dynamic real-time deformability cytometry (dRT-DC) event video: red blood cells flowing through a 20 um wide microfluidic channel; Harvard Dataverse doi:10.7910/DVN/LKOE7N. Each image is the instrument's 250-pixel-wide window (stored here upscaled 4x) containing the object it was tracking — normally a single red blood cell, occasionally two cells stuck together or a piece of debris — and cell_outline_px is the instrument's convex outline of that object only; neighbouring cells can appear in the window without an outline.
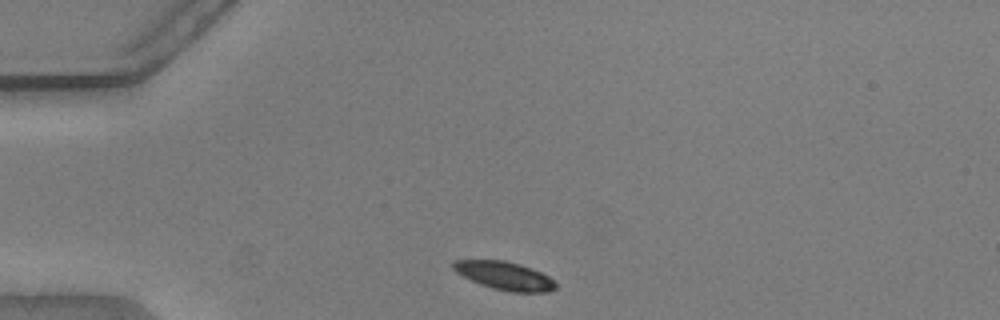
{"species": "common noctule bat (a hibernating species)", "species_latin": "Nyctalus noctula", "temperature_condition": "warm", "stored_images_in_passage": 42, "camera_frame_rate_fps": 3000, "um_per_image_px": 0.085, "animal": {"sex": "male", "body_mass_g": 20.5, "forearm_length_mm": 52.5}, "frame": {"image": 1, "passage_image": 1, "time_ms": 0.0, "image_size_px": [1000, 320], "cell_outline_px": [[556, 288], [548, 292], [512, 292], [492, 288], [480, 284], [456, 272], [452, 268], [452, 260], [504, 260], [520, 264], [540, 272], [548, 276], [556, 284]], "centroid_in_image_um": [42.87, 23.43], "position_along_channel_um": 42.1, "area_um2": 16.7}}
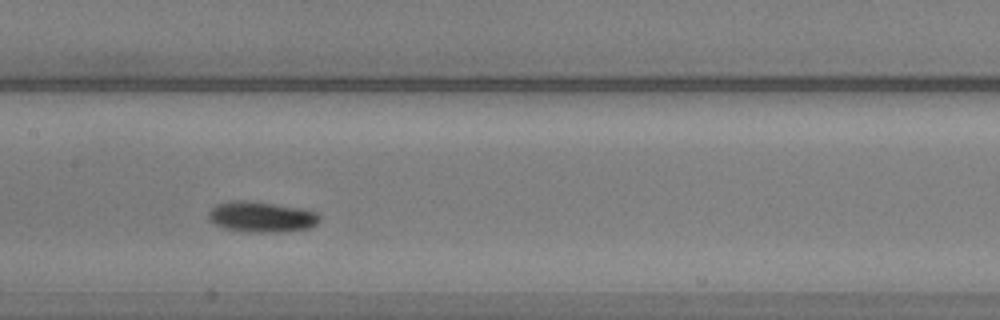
{"frame": {"image": 2, "passage_image": 15, "time_ms": 4.667, "image_size_px": [1000, 320], "cell_outline_px": [[320, 220], [312, 228], [280, 232], [248, 232], [224, 228], [216, 224], [208, 216], [208, 212], [216, 204], [232, 200], [244, 200], [300, 208], [316, 212], [320, 216]], "centroid_in_image_um": [22.24, 18.44], "position_along_channel_um": 185.2, "area_um2": 19.71}}
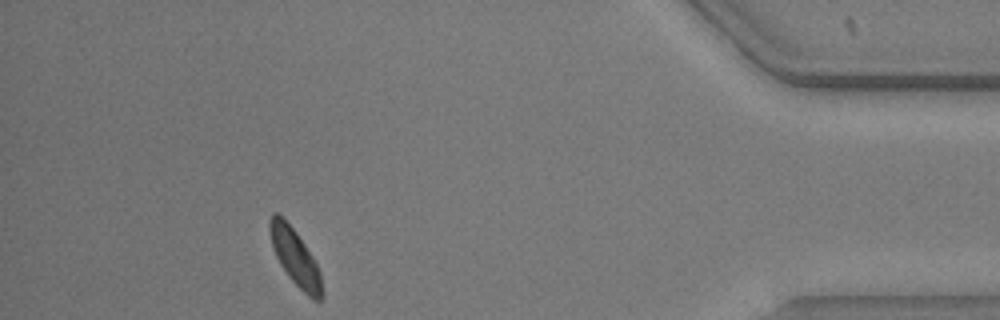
{"frame": {"image": 3, "passage_image": 37, "time_ms": 12.0, "image_size_px": [1000, 320], "cell_outline_px": [[324, 292], [320, 300], [312, 300], [288, 276], [280, 264], [276, 256], [272, 244], [268, 224], [272, 212], [276, 212], [296, 232], [312, 256], [320, 272]], "centroid_in_image_um": [25.1, 21.9], "position_along_channel_um": 410.1, "area_um2": 16.82}, "authors_computed_cell_mechanics": {"area_um2": 17.918, "velocity_mm_per_s": 3.7432, "shape_relaxation_time_tau1_ms": 3.0175, "shape_relaxation_time_tau2_ms": 4.5237, "deformation_change_tau1": 0.1293, "deformation_change_tau2": 0.0729}}